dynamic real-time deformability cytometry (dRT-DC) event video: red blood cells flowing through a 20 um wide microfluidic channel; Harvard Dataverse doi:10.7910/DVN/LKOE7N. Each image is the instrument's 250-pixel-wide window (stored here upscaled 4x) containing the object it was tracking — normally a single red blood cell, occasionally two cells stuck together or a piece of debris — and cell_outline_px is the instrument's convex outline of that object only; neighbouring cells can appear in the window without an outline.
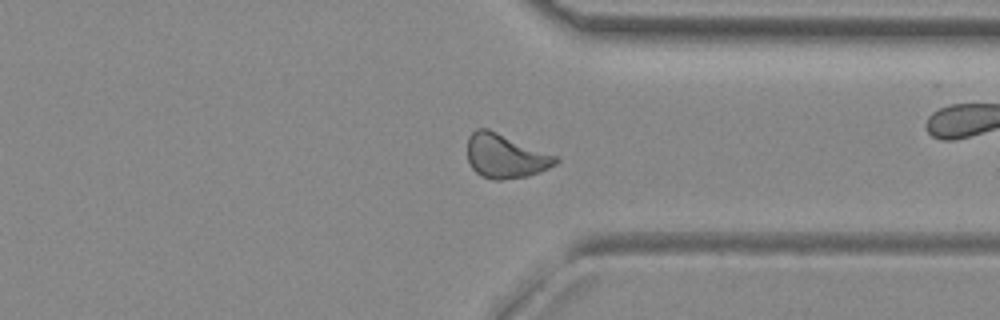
{"species": "common noctule bat (a hibernating species)", "species_latin": "Nyctalus noctula", "temperature_condition": "room temperature", "stored_images_in_passage": 48, "camera_frame_rate_fps": 3000, "um_per_image_px": 0.085, "animal": {"sex": "female", "body_mass_g": 29.2, "forearm_length_mm": 56.3}, "frame": {"image": 1, "passage_image": 35, "time_ms": 11.333, "image_size_px": [1000, 320], "cell_outline_px": [[560, 160], [556, 164], [540, 172], [528, 176], [504, 180], [496, 180], [480, 176], [472, 168], [468, 160], [468, 136], [476, 128], [488, 128], [560, 156]], "centroid_in_image_um": [42.99, 13.26], "position_along_channel_um": 368.4, "area_um2": 23.12}, "authors_computed_cell_mechanics": {"area_um2": 22.3397, "velocity_mm_per_s": 3.9909, "shape_relaxation_time_tau1_ms": null, "shape_relaxation_time_tau2_ms": 1.8794, "deformation_change_tau1": null, "deformation_change_tau2": 0.0664}}